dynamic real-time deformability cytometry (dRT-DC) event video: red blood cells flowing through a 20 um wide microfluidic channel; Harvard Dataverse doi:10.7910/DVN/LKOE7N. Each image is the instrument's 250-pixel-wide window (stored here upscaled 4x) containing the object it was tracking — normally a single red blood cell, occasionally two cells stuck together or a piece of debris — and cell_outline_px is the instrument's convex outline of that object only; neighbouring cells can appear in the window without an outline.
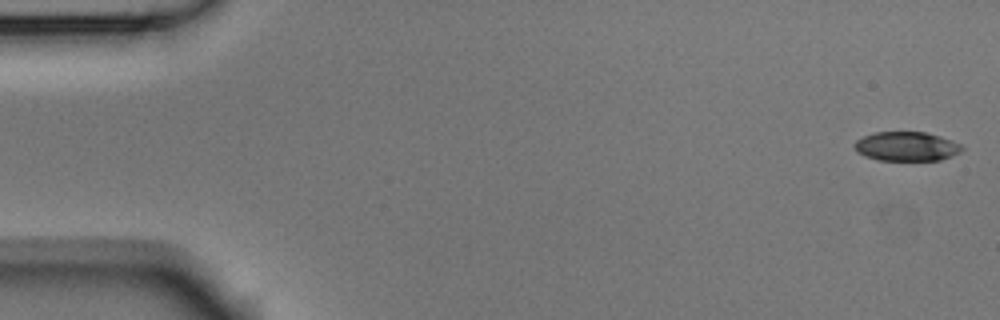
{"species": "Egyptian fruit bat (a non-hibernating species)", "species_latin": "Rousettus aegyptiacus", "temperature_condition": "room temperature", "stored_images_in_passage": 15, "camera_frame_rate_fps": 3000, "um_per_image_px": 0.085, "animal": {"sex": "male"}, "frame": {"image": 1, "passage_image": 1, "time_ms": 0.0, "image_size_px": [1000, 320], "cell_outline_px": [[964, 148], [960, 152], [952, 156], [940, 160], [880, 160], [864, 156], [856, 152], [852, 144], [856, 140], [864, 136], [876, 132], [924, 132], [940, 136], [952, 140], [960, 144]], "centroid_in_image_um": [77.03, 12.44], "position_along_channel_um": 8.0, "area_um2": 18.38}}
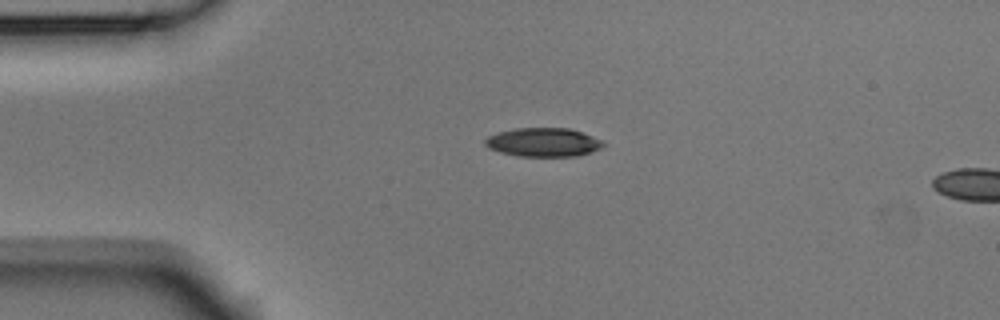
{"frame": {"image": 2, "passage_image": 12, "time_ms": 3.667, "image_size_px": [1000, 320], "cell_outline_px": [[604, 144], [600, 148], [592, 152], [576, 156], [516, 156], [500, 152], [488, 148], [484, 144], [484, 140], [488, 136], [496, 132], [516, 128], [568, 128], [592, 136], [600, 140]], "centroid_in_image_um": [46.12, 12.09], "position_along_channel_um": 38.9, "area_um2": 19.77}}